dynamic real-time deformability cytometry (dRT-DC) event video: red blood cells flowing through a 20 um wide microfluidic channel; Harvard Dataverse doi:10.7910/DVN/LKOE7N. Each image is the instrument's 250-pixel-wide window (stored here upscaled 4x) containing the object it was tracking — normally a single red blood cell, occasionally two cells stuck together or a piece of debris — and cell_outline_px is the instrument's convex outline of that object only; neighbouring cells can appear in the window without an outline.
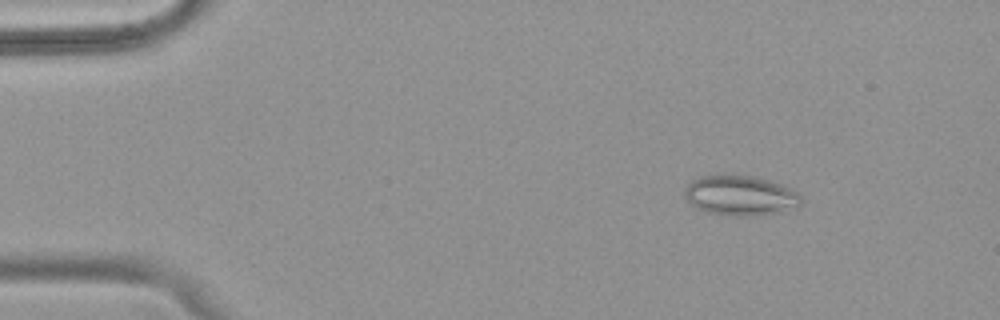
{"species": "common noctule bat (a hibernating species)", "species_latin": "Nyctalus noctula", "temperature_condition": "warm", "stored_images_in_passage": 52, "camera_frame_rate_fps": 3000, "um_per_image_px": 0.085, "animal": {"sex": "female", "body_mass_g": 18.4}, "frame": {"image": 1, "passage_image": 7, "time_ms": 2.0, "image_size_px": [1000, 320], "cell_outline_px": [[804, 204], [796, 208], [780, 212], [752, 216], [728, 216], [704, 212], [696, 208], [684, 196], [684, 188], [692, 180], [700, 176], [716, 172], [736, 172], [756, 176], [792, 188], [800, 192], [804, 200]], "centroid_in_image_um": [62.94, 16.57], "position_along_channel_um": 22.1, "area_um2": 28.67}}
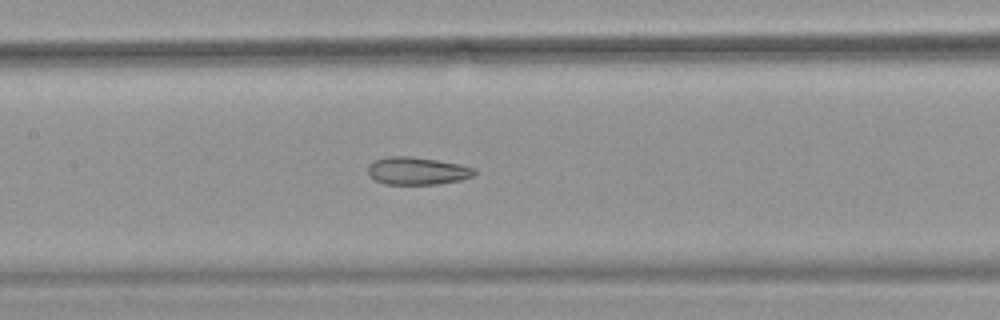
{"frame": {"image": 2, "passage_image": 25, "time_ms": 8.0, "image_size_px": [1000, 320], "cell_outline_px": [[476, 172], [472, 176], [460, 180], [436, 184], [384, 184], [376, 180], [368, 172], [368, 164], [376, 160], [388, 156], [408, 156], [436, 160], [460, 164], [476, 168]], "centroid_in_image_um": [35.47, 14.52], "position_along_channel_um": 171.9, "area_um2": 16.99}}
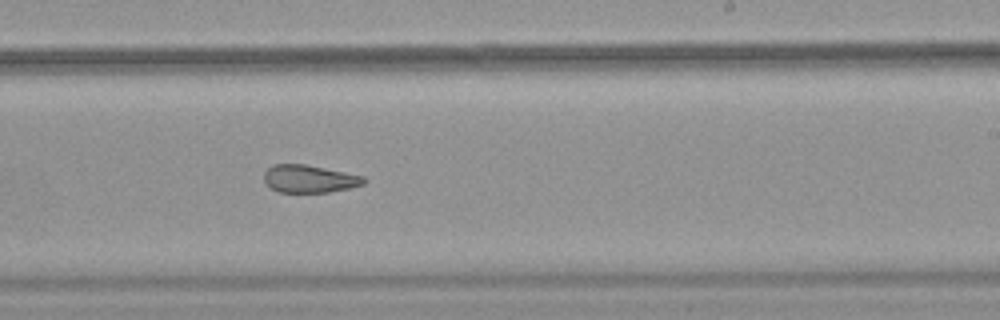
{"frame": {"image": 3, "passage_image": 32, "time_ms": 10.333, "image_size_px": [1000, 320], "cell_outline_px": [[368, 180], [364, 184], [348, 188], [328, 192], [280, 192], [272, 188], [264, 180], [264, 172], [272, 164], [304, 164], [364, 176]], "centroid_in_image_um": [26.3, 15.19], "position_along_channel_um": 262.7, "area_um2": 15.95}, "authors_computed_cell_mechanics": {"area_um2": 21.4438, "velocity_mm_per_s": 3.921, "shape_relaxation_time_tau1_ms": null, "shape_relaxation_time_tau2_ms": 2.5009, "deformation_change_tau1": null, "deformation_change_tau2": 0.1035}}